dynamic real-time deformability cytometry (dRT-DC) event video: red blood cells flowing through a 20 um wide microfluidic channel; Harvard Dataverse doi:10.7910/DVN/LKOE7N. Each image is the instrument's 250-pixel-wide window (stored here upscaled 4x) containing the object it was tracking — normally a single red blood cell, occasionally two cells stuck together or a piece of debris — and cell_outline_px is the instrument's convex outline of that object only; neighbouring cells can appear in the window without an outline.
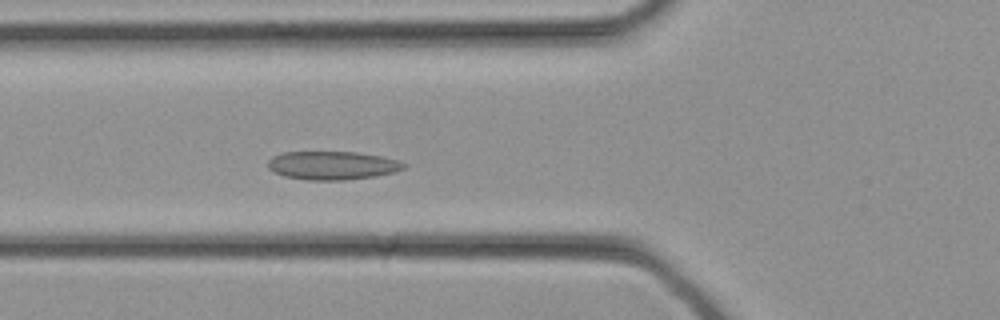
{"species": "common noctule bat (a hibernating species)", "species_latin": "Nyctalus noctula", "temperature_condition": "cold", "stored_images_in_passage": 27, "camera_frame_rate_fps": 3000, "um_per_image_px": 0.085, "animal": {"sex": "female", "body_mass_g": 21.9}, "frame": {"image": 1, "passage_image": 6, "time_ms": 1.667, "image_size_px": [1000, 320], "cell_outline_px": [[408, 164], [404, 168], [396, 172], [376, 176], [344, 180], [308, 180], [284, 176], [272, 172], [268, 168], [268, 160], [272, 156], [280, 152], [356, 152], [380, 156], [400, 160]], "centroid_in_image_um": [28.25, 14.06], "position_along_channel_um": 97.5, "area_um2": 22.77}}
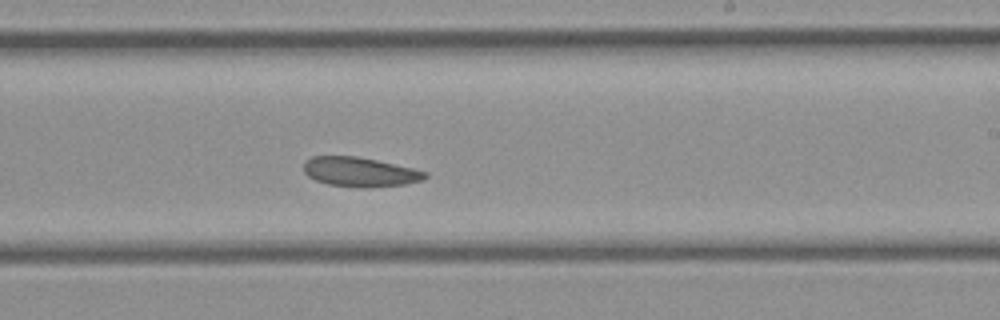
{"frame": {"image": 2, "passage_image": 14, "time_ms": 4.333, "image_size_px": [1000, 320], "cell_outline_px": [[428, 176], [424, 180], [404, 184], [368, 188], [364, 188], [328, 184], [316, 180], [308, 176], [304, 172], [304, 160], [312, 156], [356, 156], [376, 160], [412, 168], [428, 172]], "centroid_in_image_um": [30.59, 14.61], "position_along_channel_um": 258.4, "area_um2": 20.87}}
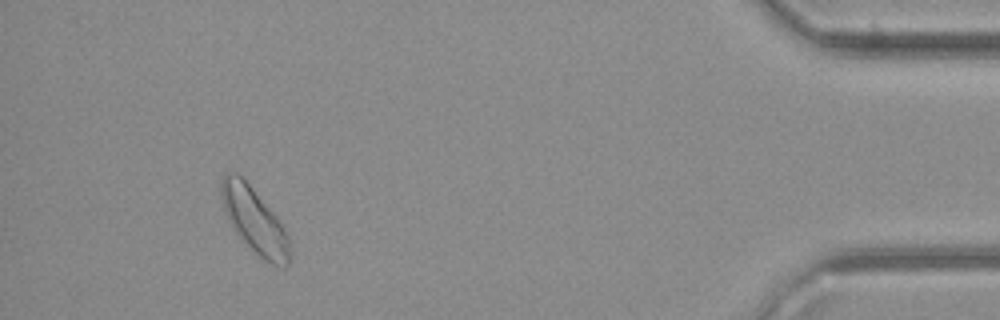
{"frame": {"image": 3, "passage_image": 25, "time_ms": 8.0, "image_size_px": [1000, 320], "cell_outline_px": [[292, 260], [284, 268], [272, 264], [264, 260], [244, 244], [236, 236], [224, 212], [220, 196], [220, 180], [224, 172], [236, 172], [252, 188], [272, 212], [288, 232], [292, 248]], "centroid_in_image_um": [21.63, 18.8], "position_along_channel_um": 413.6, "area_um2": 26.76}}